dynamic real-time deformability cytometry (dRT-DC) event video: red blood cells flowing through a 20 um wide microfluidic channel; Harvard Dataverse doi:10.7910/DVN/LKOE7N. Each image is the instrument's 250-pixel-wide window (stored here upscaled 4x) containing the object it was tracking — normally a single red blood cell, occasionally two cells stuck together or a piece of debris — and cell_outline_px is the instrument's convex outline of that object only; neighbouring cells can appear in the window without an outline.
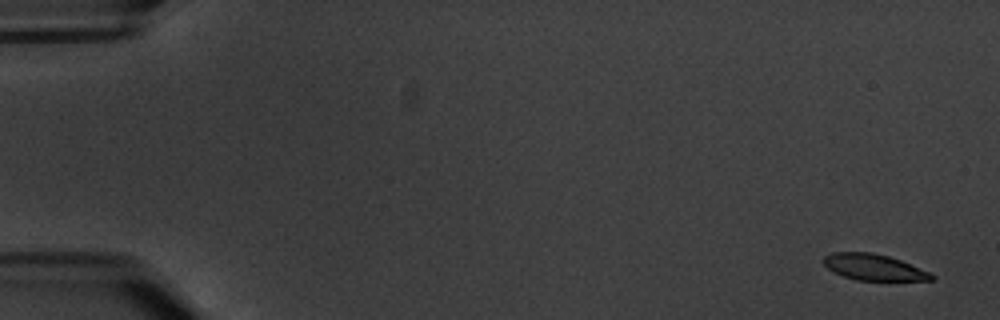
{"species": "common noctule bat (a hibernating species)", "species_latin": "Nyctalus noctula", "temperature_condition": "warm", "stored_images_in_passage": 6, "camera_frame_rate_fps": 3000, "um_per_image_px": 0.085, "animal": {"sex": "male", "body_mass_g": 20.1, "forearm_length_mm": 53.5}, "frame": {"image": 1, "passage_image": 1, "time_ms": 0.0, "image_size_px": [1000, 320], "cell_outline_px": [[936, 276], [932, 280], [856, 280], [844, 276], [828, 268], [820, 260], [824, 256], [832, 252], [872, 252], [888, 256], [900, 260], [928, 272]], "centroid_in_image_um": [74.22, 22.7], "position_along_channel_um": 10.8, "area_um2": 16.24}}